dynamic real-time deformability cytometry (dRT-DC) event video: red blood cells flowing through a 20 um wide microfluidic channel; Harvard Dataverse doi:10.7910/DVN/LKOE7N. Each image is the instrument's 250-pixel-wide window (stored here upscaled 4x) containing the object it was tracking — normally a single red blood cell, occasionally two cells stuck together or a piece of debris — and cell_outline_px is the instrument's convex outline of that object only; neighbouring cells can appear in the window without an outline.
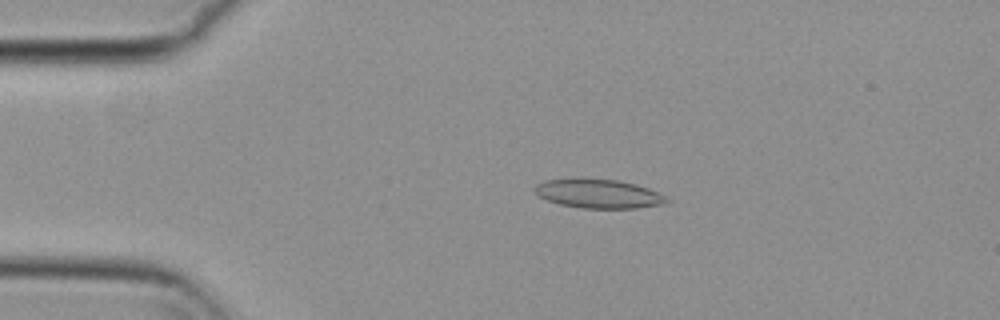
{"species": "common noctule bat (a hibernating species)", "species_latin": "Nyctalus noctula", "temperature_condition": "cold", "stored_images_in_passage": 56, "camera_frame_rate_fps": 3000, "um_per_image_px": 0.085, "animal": {"sex": "female", "body_mass_g": 29.2, "forearm_length_mm": 56.3}, "frame": {"image": 1, "passage_image": 12, "time_ms": 3.667, "image_size_px": [1000, 320], "cell_outline_px": [[672, 200], [664, 204], [636, 208], [580, 208], [560, 204], [548, 200], [540, 196], [532, 188], [536, 184], [544, 180], [580, 176], [620, 180], [636, 184], [648, 188]], "centroid_in_image_um": [50.84, 16.42], "position_along_channel_um": 34.2, "area_um2": 22.89}}
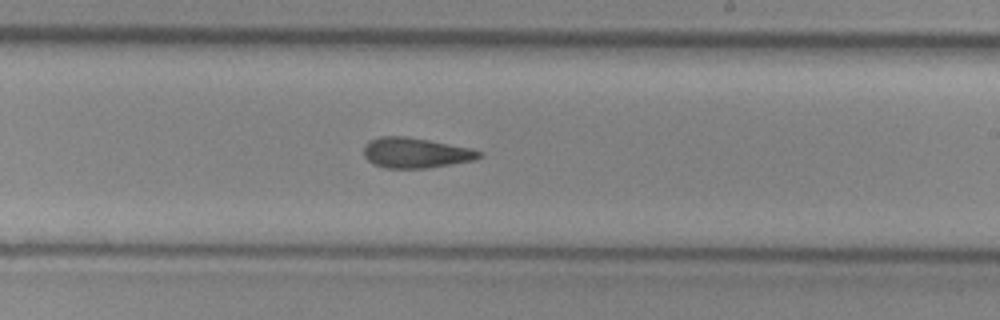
{"frame": {"image": 2, "passage_image": 33, "time_ms": 10.667, "image_size_px": [1000, 320], "cell_outline_px": [[484, 156], [476, 160], [428, 168], [384, 168], [372, 164], [364, 156], [364, 144], [368, 140], [380, 136], [404, 136], [428, 140], [472, 148], [484, 152]], "centroid_in_image_um": [35.35, 12.99], "position_along_channel_um": 253.7, "area_um2": 20.69}}
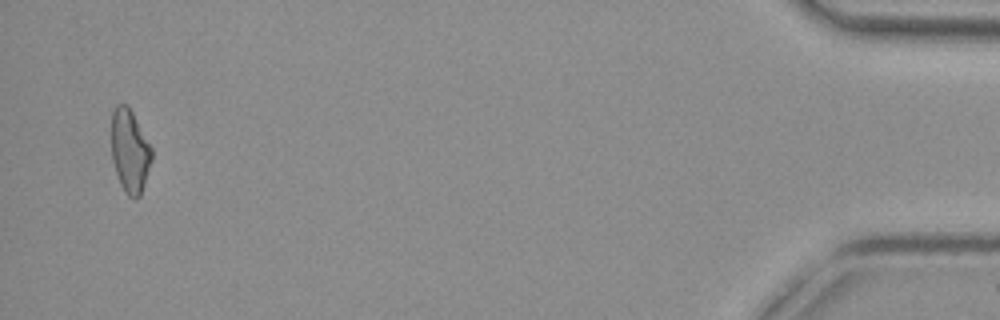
{"frame": {"image": 3, "passage_image": 54, "time_ms": 17.667, "image_size_px": [1000, 320], "cell_outline_px": [[152, 160], [140, 196], [136, 200], [128, 196], [124, 192], [120, 184], [112, 160], [112, 112], [116, 104], [128, 104], [152, 148]], "centroid_in_image_um": [11.04, 12.84], "position_along_channel_um": 424.2, "area_um2": 19.59}, "authors_computed_cell_mechanics": {"area_um2": 20.7502, "velocity_mm_per_s": 3.7271, "shape_relaxation_time_tau1_ms": null, "shape_relaxation_time_tau2_ms": 2.1913, "deformation_change_tau1": null, "deformation_change_tau2": 0.0925}}